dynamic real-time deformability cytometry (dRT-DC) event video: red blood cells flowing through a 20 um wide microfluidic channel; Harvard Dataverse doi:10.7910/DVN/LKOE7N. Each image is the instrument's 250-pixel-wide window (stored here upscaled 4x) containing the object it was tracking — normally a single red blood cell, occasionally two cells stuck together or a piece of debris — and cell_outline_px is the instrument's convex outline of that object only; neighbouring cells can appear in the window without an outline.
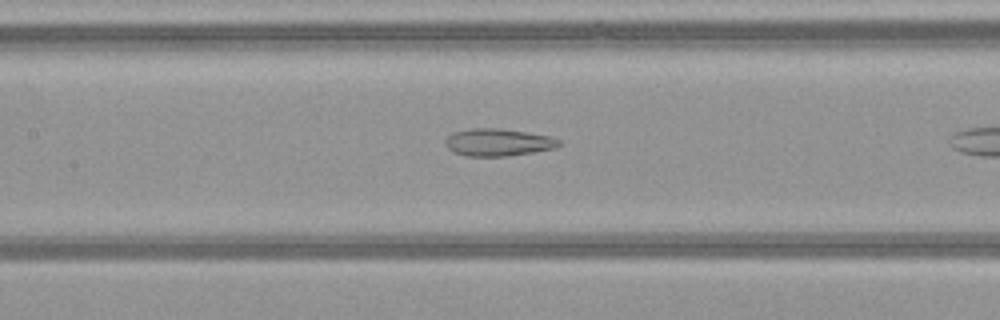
{"species": "common noctule bat (a hibernating species)", "species_latin": "Nyctalus noctula", "temperature_condition": "warm", "stored_images_in_passage": 10, "camera_frame_rate_fps": 3000, "um_per_image_px": 0.085, "animal": {"sex": "female", "body_mass_g": 21.9}, "frame": {"image": 1, "passage_image": 9, "time_ms": 2.667, "image_size_px": [1000, 320], "cell_outline_px": [[560, 144], [552, 148], [532, 152], [508, 156], [464, 156], [452, 152], [444, 144], [444, 140], [452, 132], [472, 128], [500, 128], [548, 136], [560, 140]], "centroid_in_image_um": [42.24, 12.1], "position_along_channel_um": 165.2, "area_um2": 18.03}}